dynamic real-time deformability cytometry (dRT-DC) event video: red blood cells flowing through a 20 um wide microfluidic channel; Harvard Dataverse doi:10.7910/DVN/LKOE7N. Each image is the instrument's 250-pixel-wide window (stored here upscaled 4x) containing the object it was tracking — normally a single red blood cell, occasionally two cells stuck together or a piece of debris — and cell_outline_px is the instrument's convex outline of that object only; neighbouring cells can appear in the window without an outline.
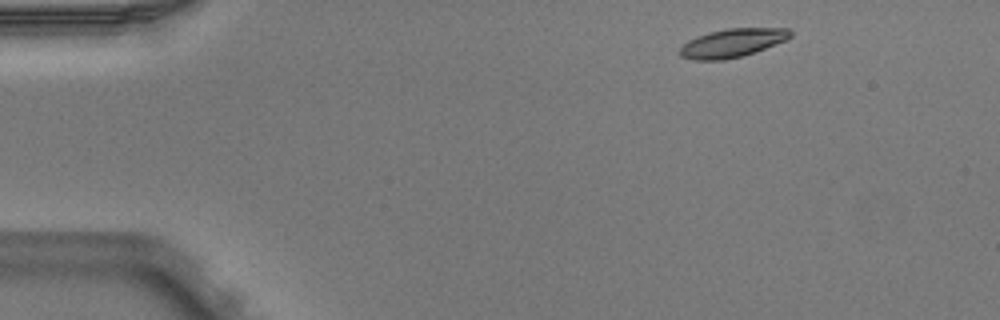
{"species": "Egyptian fruit bat (a non-hibernating species)", "species_latin": "Rousettus aegyptiacus", "temperature_condition": "warm", "stored_images_in_passage": 4, "camera_frame_rate_fps": 3000, "um_per_image_px": 0.085, "animal": {"sex": "male"}, "frame": {"image": 1, "passage_image": 1, "time_ms": 0.0, "image_size_px": [1000, 320], "cell_outline_px": [[792, 36], [784, 40], [764, 48], [740, 56], [724, 60], [692, 60], [680, 56], [676, 52], [688, 40], [696, 36], [708, 32], [728, 28], [788, 28], [792, 32]], "centroid_in_image_um": [62.17, 3.65], "position_along_channel_um": 22.8, "area_um2": 18.26}}
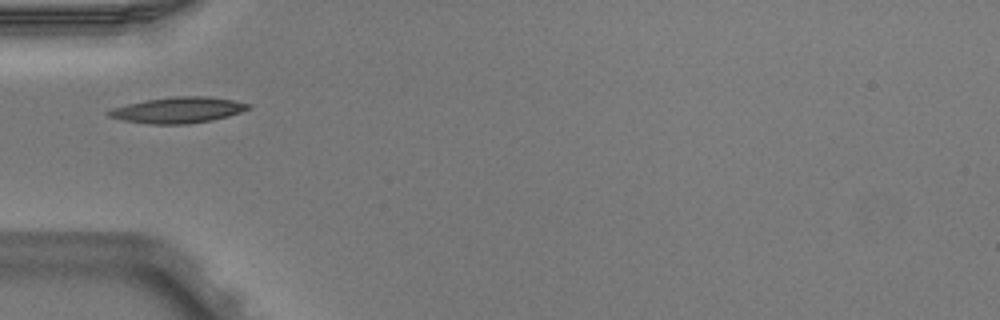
{"frame": {"image": 2, "passage_image": 4, "time_ms": 1.0, "image_size_px": [1000, 320], "cell_outline_px": [[252, 108], [228, 116], [212, 120], [188, 124], [152, 124], [124, 120], [108, 116], [104, 112], [112, 108], [144, 100], [176, 96], [208, 96], [236, 100], [252, 104]], "centroid_in_image_um": [15.17, 9.34], "position_along_channel_um": 69.8, "area_um2": 21.21}}